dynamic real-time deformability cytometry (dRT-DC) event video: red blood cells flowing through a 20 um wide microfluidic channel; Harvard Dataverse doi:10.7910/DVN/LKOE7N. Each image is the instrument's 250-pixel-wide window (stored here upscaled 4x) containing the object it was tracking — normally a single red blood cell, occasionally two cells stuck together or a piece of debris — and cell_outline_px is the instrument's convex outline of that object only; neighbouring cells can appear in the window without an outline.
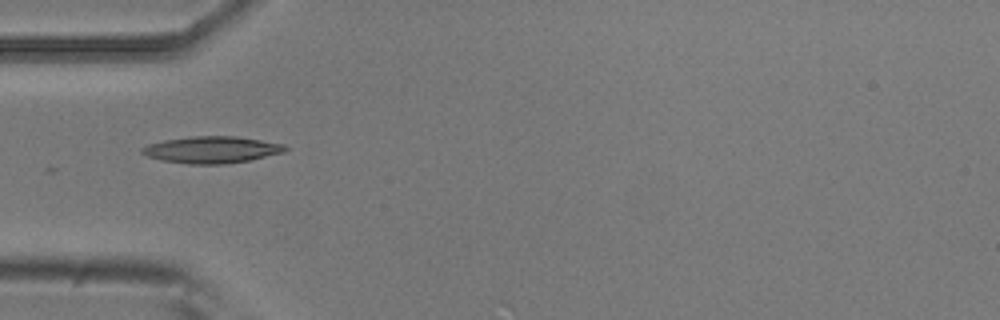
{"species": "common noctule bat (a hibernating species)", "species_latin": "Nyctalus noctula", "temperature_condition": "room temperature", "stored_images_in_passage": 7, "camera_frame_rate_fps": 3000, "um_per_image_px": 0.085, "animal": {"sex": "male", "body_mass_g": 20.5, "forearm_length_mm": 52.5}, "frame": {"image": 1, "passage_image": 5, "time_ms": 1.333, "image_size_px": [1000, 320], "cell_outline_px": [[288, 148], [284, 152], [248, 160], [224, 164], [188, 164], [160, 160], [148, 156], [140, 152], [140, 148], [148, 144], [164, 140], [192, 136], [236, 136], [284, 144]], "centroid_in_image_um": [17.96, 12.72], "position_along_channel_um": 67.0, "area_um2": 22.25}}
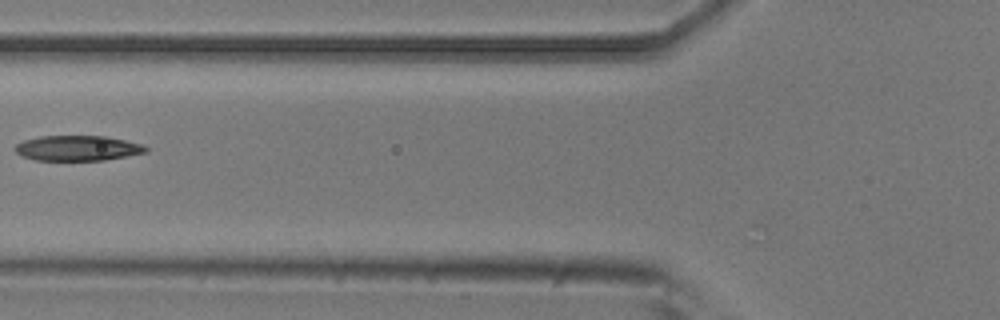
{"frame": {"image": 2, "passage_image": 6, "time_ms": 1.667, "image_size_px": [1000, 320], "cell_outline_px": [[148, 152], [104, 160], [36, 160], [20, 156], [12, 148], [16, 144], [24, 140], [40, 136], [104, 136], [124, 140], [140, 144], [148, 148]], "centroid_in_image_um": [6.54, 12.59], "position_along_channel_um": 119.3, "area_um2": 19.19}}
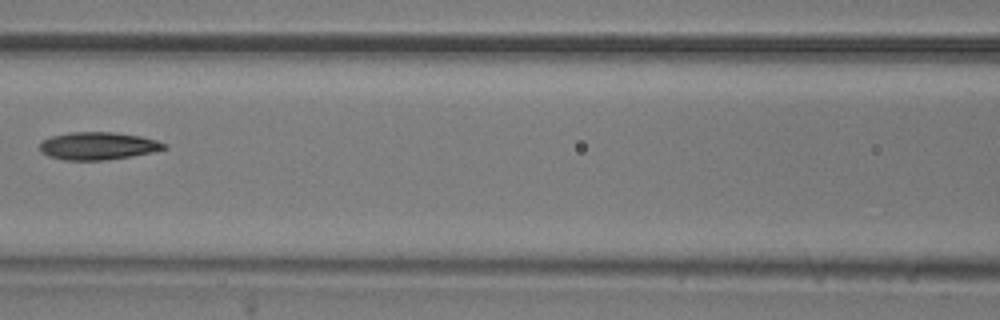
{"frame": {"image": 3, "passage_image": 7, "time_ms": 2.0, "image_size_px": [1000, 320], "cell_outline_px": [[168, 148], [152, 152], [132, 156], [104, 160], [64, 160], [48, 156], [40, 152], [40, 140], [52, 136], [68, 132], [112, 132], [140, 136], [156, 140], [168, 144]], "centroid_in_image_um": [8.31, 12.4], "position_along_channel_um": 158.3, "area_um2": 20.17}}